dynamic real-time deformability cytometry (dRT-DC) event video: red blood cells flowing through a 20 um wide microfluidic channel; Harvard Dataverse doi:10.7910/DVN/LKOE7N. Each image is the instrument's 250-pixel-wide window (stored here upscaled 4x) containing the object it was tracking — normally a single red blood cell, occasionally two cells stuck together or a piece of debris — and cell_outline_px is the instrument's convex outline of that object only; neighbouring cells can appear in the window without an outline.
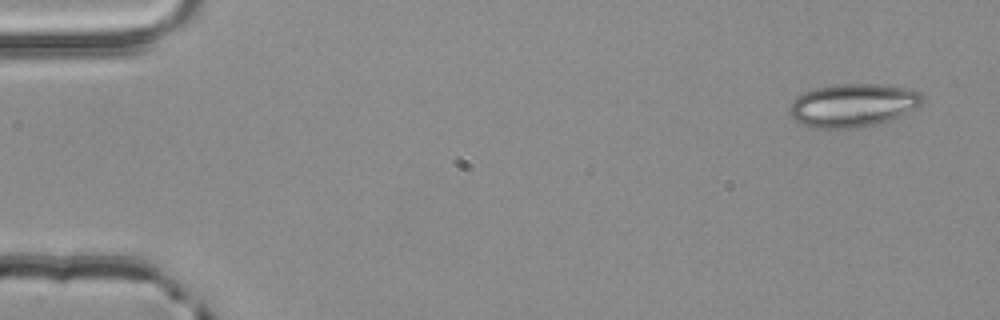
{"species": "common noctule bat (a hibernating species)", "species_latin": "Nyctalus noctula", "temperature_condition": "room temperature", "stored_images_in_passage": 4, "camera_frame_rate_fps": 3000, "um_per_image_px": 0.085, "animal": {"sex": "male", "body_mass_g": 20.4}, "frame": {"image": 1, "passage_image": 1, "time_ms": 0.0, "image_size_px": [1000, 320], "cell_outline_px": [[924, 100], [920, 104], [888, 120], [876, 124], [856, 128], [816, 128], [804, 124], [796, 120], [788, 112], [788, 108], [792, 100], [796, 96], [804, 92], [816, 88], [836, 84], [876, 84], [904, 88], [920, 92], [924, 96]], "centroid_in_image_um": [72.43, 8.94], "position_along_channel_um": 12.6, "area_um2": 33.0}}